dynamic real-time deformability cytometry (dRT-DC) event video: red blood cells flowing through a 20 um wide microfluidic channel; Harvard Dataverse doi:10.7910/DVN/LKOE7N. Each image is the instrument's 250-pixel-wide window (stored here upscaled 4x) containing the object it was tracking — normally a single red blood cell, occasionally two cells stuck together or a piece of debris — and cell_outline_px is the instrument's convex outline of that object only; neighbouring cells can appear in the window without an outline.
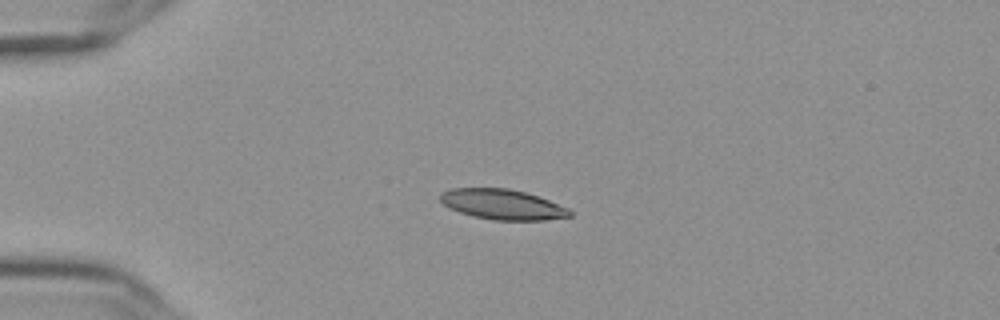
{"species": "Egyptian fruit bat (a non-hibernating species)", "species_latin": "Rousettus aegyptiacus", "temperature_condition": "cold", "stored_images_in_passage": 43, "camera_frame_rate_fps": 3000, "um_per_image_px": 0.085, "frame": {"image": 1, "passage_image": 1, "time_ms": 0.0, "image_size_px": [1000, 320], "cell_outline_px": [[572, 216], [544, 220], [492, 220], [472, 216], [460, 212], [444, 204], [440, 200], [440, 192], [452, 188], [508, 188], [524, 192], [548, 200], [568, 208], [572, 212]], "centroid_in_image_um": [42.7, 17.37], "position_along_channel_um": 42.3, "area_um2": 22.66}}
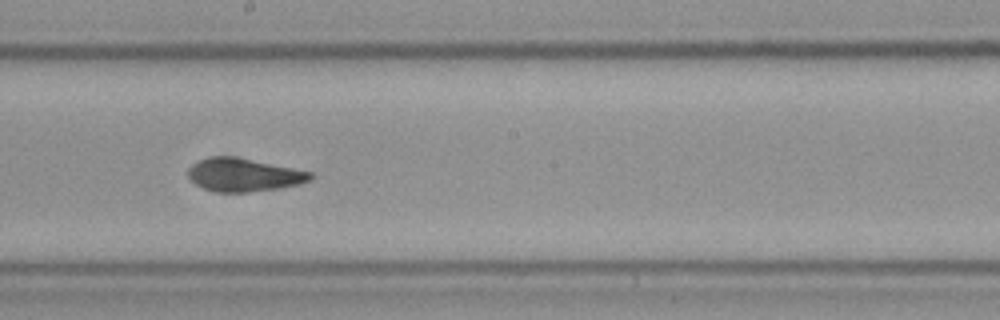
{"frame": {"image": 2, "passage_image": 19, "time_ms": 6.0, "image_size_px": [1000, 320], "cell_outline_px": [[312, 176], [308, 180], [300, 184], [252, 192], [216, 192], [204, 188], [196, 184], [188, 176], [188, 168], [192, 164], [200, 160], [212, 156], [236, 156], [312, 172]], "centroid_in_image_um": [20.69, 14.86], "position_along_channel_um": 227.5, "area_um2": 23.47}}
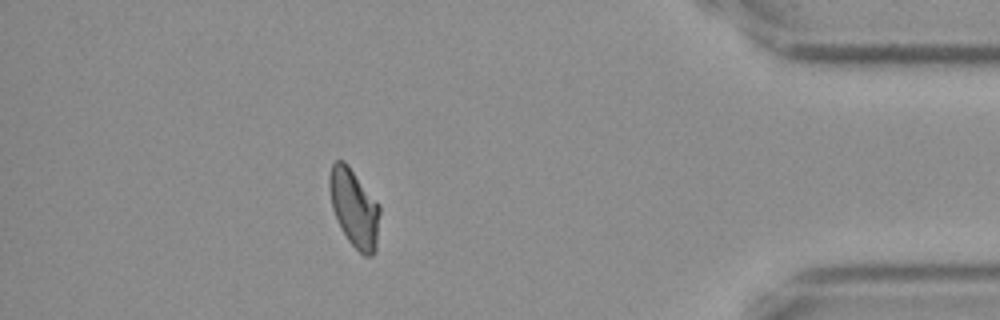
{"frame": {"image": 3, "passage_image": 37, "time_ms": 12.0, "image_size_px": [1000, 320], "cell_outline_px": [[380, 212], [376, 252], [372, 256], [364, 256], [348, 240], [332, 208], [328, 188], [328, 176], [332, 164], [336, 160], [344, 160], [348, 164], [380, 204]], "centroid_in_image_um": [30.12, 17.65], "position_along_channel_um": 405.1, "area_um2": 23.06}, "authors_computed_cell_mechanics": {"area_um2": 23.0044, "velocity_mm_per_s": 3.6239, "shape_relaxation_time_tau1_ms": 5.2487, "shape_relaxation_time_tau2_ms": 3.0441, "deformation_change_tau1": 0.1414, "deformation_change_tau2": 0.0836}}